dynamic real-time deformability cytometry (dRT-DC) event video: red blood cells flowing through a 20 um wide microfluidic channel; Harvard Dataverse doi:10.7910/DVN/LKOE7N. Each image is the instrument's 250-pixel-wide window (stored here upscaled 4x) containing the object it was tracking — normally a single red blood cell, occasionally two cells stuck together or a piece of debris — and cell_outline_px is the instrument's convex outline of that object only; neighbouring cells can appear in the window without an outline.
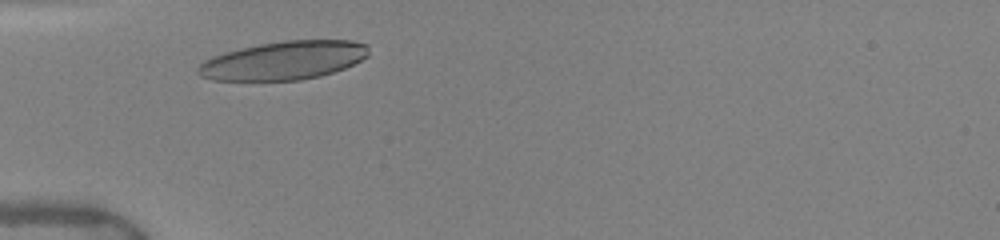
{"species": "human", "species_latin": "Homo sapiens", "temperature_condition": "warm", "stored_images_in_passage": 30, "camera_frame_rate_fps": 3000, "um_per_image_px": 0.085, "donor": {"sex": "female"}, "frame": {"image": 1, "passage_image": 4, "time_ms": 1.0, "image_size_px": [1000, 240], "cell_outline_px": [[368, 56], [344, 68], [320, 76], [300, 80], [212, 80], [200, 76], [196, 72], [196, 68], [204, 60], [212, 56], [224, 52], [240, 48], [260, 44], [284, 40], [352, 40], [368, 44]], "centroid_in_image_um": [24.09, 5.13], "position_along_channel_um": 60.9, "area_um2": 38.32}}
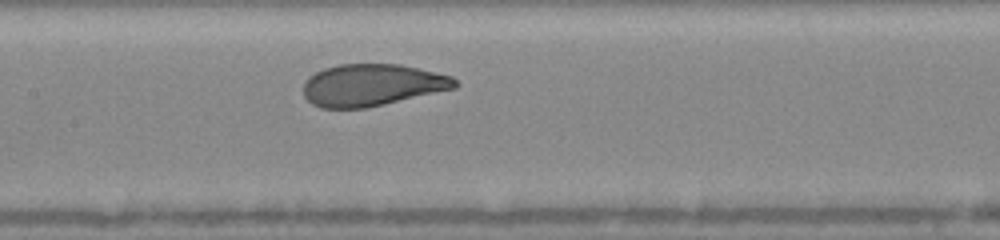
{"frame": {"image": 2, "passage_image": 13, "time_ms": 4.0, "image_size_px": [1000, 240], "cell_outline_px": [[460, 84], [456, 88], [368, 108], [320, 108], [312, 104], [304, 96], [304, 84], [308, 76], [324, 68], [340, 64], [400, 64], [452, 76]], "centroid_in_image_um": [31.63, 7.23], "position_along_channel_um": 175.8, "area_um2": 37.22}}
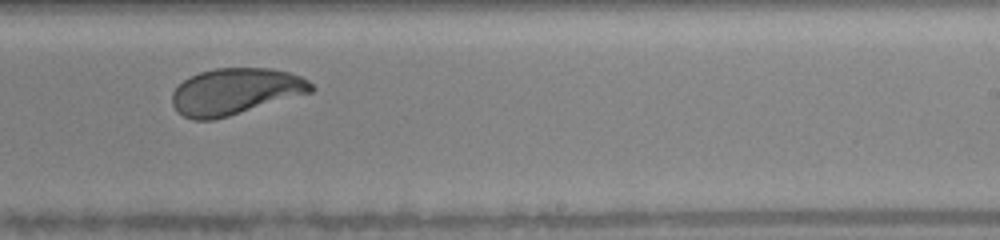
{"frame": {"image": 3, "passage_image": 20, "time_ms": 6.333, "image_size_px": [1000, 240], "cell_outline_px": [[316, 88], [312, 92], [228, 116], [212, 120], [192, 120], [184, 116], [172, 104], [172, 92], [184, 80], [200, 72], [216, 68], [272, 68], [288, 72], [300, 76], [308, 80]], "centroid_in_image_um": [20.02, 7.77], "position_along_channel_um": 269.0, "area_um2": 37.34}, "authors_computed_cell_mechanics": {"area_um2": 37.8879, "velocity_mm_per_s": 4.0222, "shape_relaxation_time_tau1_ms": 2.7749, "shape_relaxation_time_tau2_ms": 0.671, "deformation_change_tau1": 0.1596, "deformation_change_tau2": 0.0764}}